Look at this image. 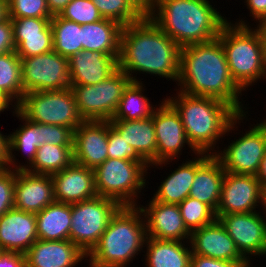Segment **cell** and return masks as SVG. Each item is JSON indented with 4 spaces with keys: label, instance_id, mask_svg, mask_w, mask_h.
<instances>
[{
    "label": "cell",
    "instance_id": "cell-1",
    "mask_svg": "<svg viewBox=\"0 0 266 267\" xmlns=\"http://www.w3.org/2000/svg\"><path fill=\"white\" fill-rule=\"evenodd\" d=\"M180 61L181 47L150 18L123 26L118 68L131 81L143 82L136 76L146 73L178 82Z\"/></svg>",
    "mask_w": 266,
    "mask_h": 267
},
{
    "label": "cell",
    "instance_id": "cell-2",
    "mask_svg": "<svg viewBox=\"0 0 266 267\" xmlns=\"http://www.w3.org/2000/svg\"><path fill=\"white\" fill-rule=\"evenodd\" d=\"M176 84L178 89L174 90L219 99L238 114L248 112L239 101L243 90L231 76L225 50L218 38L181 48L180 75Z\"/></svg>",
    "mask_w": 266,
    "mask_h": 267
},
{
    "label": "cell",
    "instance_id": "cell-3",
    "mask_svg": "<svg viewBox=\"0 0 266 267\" xmlns=\"http://www.w3.org/2000/svg\"><path fill=\"white\" fill-rule=\"evenodd\" d=\"M176 91L175 96L165 99L180 115L187 139L198 153L215 154L219 150L220 138L238 129L237 124L248 117V112L238 114L219 99Z\"/></svg>",
    "mask_w": 266,
    "mask_h": 267
},
{
    "label": "cell",
    "instance_id": "cell-4",
    "mask_svg": "<svg viewBox=\"0 0 266 267\" xmlns=\"http://www.w3.org/2000/svg\"><path fill=\"white\" fill-rule=\"evenodd\" d=\"M209 0H156L150 19L181 48L214 40L230 20Z\"/></svg>",
    "mask_w": 266,
    "mask_h": 267
},
{
    "label": "cell",
    "instance_id": "cell-5",
    "mask_svg": "<svg viewBox=\"0 0 266 267\" xmlns=\"http://www.w3.org/2000/svg\"><path fill=\"white\" fill-rule=\"evenodd\" d=\"M146 238L143 212L138 206H122L111 218L97 245L87 255L88 266H129L136 255L141 251L145 253Z\"/></svg>",
    "mask_w": 266,
    "mask_h": 267
},
{
    "label": "cell",
    "instance_id": "cell-6",
    "mask_svg": "<svg viewBox=\"0 0 266 267\" xmlns=\"http://www.w3.org/2000/svg\"><path fill=\"white\" fill-rule=\"evenodd\" d=\"M234 22L228 21L217 38L225 50L231 76L244 92L257 81L266 80L263 42L259 32L251 28L249 22L244 19Z\"/></svg>",
    "mask_w": 266,
    "mask_h": 267
},
{
    "label": "cell",
    "instance_id": "cell-7",
    "mask_svg": "<svg viewBox=\"0 0 266 267\" xmlns=\"http://www.w3.org/2000/svg\"><path fill=\"white\" fill-rule=\"evenodd\" d=\"M147 171L140 162L108 158L94 169L97 195L113 199L121 206H138L136 199L149 183Z\"/></svg>",
    "mask_w": 266,
    "mask_h": 267
},
{
    "label": "cell",
    "instance_id": "cell-8",
    "mask_svg": "<svg viewBox=\"0 0 266 267\" xmlns=\"http://www.w3.org/2000/svg\"><path fill=\"white\" fill-rule=\"evenodd\" d=\"M16 110L30 122L60 125L73 131L84 122L71 87L27 92L16 105Z\"/></svg>",
    "mask_w": 266,
    "mask_h": 267
},
{
    "label": "cell",
    "instance_id": "cell-9",
    "mask_svg": "<svg viewBox=\"0 0 266 267\" xmlns=\"http://www.w3.org/2000/svg\"><path fill=\"white\" fill-rule=\"evenodd\" d=\"M121 207L115 200L98 195L71 204L69 240L88 255L99 242L111 218Z\"/></svg>",
    "mask_w": 266,
    "mask_h": 267
},
{
    "label": "cell",
    "instance_id": "cell-10",
    "mask_svg": "<svg viewBox=\"0 0 266 267\" xmlns=\"http://www.w3.org/2000/svg\"><path fill=\"white\" fill-rule=\"evenodd\" d=\"M130 77L117 68L96 85L70 86L84 121H110L114 116Z\"/></svg>",
    "mask_w": 266,
    "mask_h": 267
},
{
    "label": "cell",
    "instance_id": "cell-11",
    "mask_svg": "<svg viewBox=\"0 0 266 267\" xmlns=\"http://www.w3.org/2000/svg\"><path fill=\"white\" fill-rule=\"evenodd\" d=\"M253 125L238 139L231 140L228 147L214 154L226 172L253 176L258 173L266 152V123L260 121Z\"/></svg>",
    "mask_w": 266,
    "mask_h": 267
},
{
    "label": "cell",
    "instance_id": "cell-12",
    "mask_svg": "<svg viewBox=\"0 0 266 267\" xmlns=\"http://www.w3.org/2000/svg\"><path fill=\"white\" fill-rule=\"evenodd\" d=\"M23 92L61 90L71 86L68 58L54 50L21 58Z\"/></svg>",
    "mask_w": 266,
    "mask_h": 267
},
{
    "label": "cell",
    "instance_id": "cell-13",
    "mask_svg": "<svg viewBox=\"0 0 266 267\" xmlns=\"http://www.w3.org/2000/svg\"><path fill=\"white\" fill-rule=\"evenodd\" d=\"M160 102L153 112V123L157 141V163L150 164L148 170L153 166H155L153 168L163 169V166L166 167L175 158L178 159L182 155V149L186 147L185 145L191 149L190 151L193 154L196 155L198 153L187 139L178 112L165 98Z\"/></svg>",
    "mask_w": 266,
    "mask_h": 267
},
{
    "label": "cell",
    "instance_id": "cell-14",
    "mask_svg": "<svg viewBox=\"0 0 266 267\" xmlns=\"http://www.w3.org/2000/svg\"><path fill=\"white\" fill-rule=\"evenodd\" d=\"M259 211L215 214L233 239L240 253L251 263V257L266 256V214ZM258 255V256H257Z\"/></svg>",
    "mask_w": 266,
    "mask_h": 267
},
{
    "label": "cell",
    "instance_id": "cell-15",
    "mask_svg": "<svg viewBox=\"0 0 266 267\" xmlns=\"http://www.w3.org/2000/svg\"><path fill=\"white\" fill-rule=\"evenodd\" d=\"M262 195L256 176L225 172L215 214L256 212V208H262Z\"/></svg>",
    "mask_w": 266,
    "mask_h": 267
},
{
    "label": "cell",
    "instance_id": "cell-16",
    "mask_svg": "<svg viewBox=\"0 0 266 267\" xmlns=\"http://www.w3.org/2000/svg\"><path fill=\"white\" fill-rule=\"evenodd\" d=\"M109 121H84L74 130V162L95 169L108 159Z\"/></svg>",
    "mask_w": 266,
    "mask_h": 267
},
{
    "label": "cell",
    "instance_id": "cell-17",
    "mask_svg": "<svg viewBox=\"0 0 266 267\" xmlns=\"http://www.w3.org/2000/svg\"><path fill=\"white\" fill-rule=\"evenodd\" d=\"M138 208L143 212L147 237L159 240H190L191 232L184 224L178 204H165L151 199L146 206L140 204Z\"/></svg>",
    "mask_w": 266,
    "mask_h": 267
},
{
    "label": "cell",
    "instance_id": "cell-18",
    "mask_svg": "<svg viewBox=\"0 0 266 267\" xmlns=\"http://www.w3.org/2000/svg\"><path fill=\"white\" fill-rule=\"evenodd\" d=\"M189 243L192 254L231 262H249L217 218L212 223L192 231Z\"/></svg>",
    "mask_w": 266,
    "mask_h": 267
},
{
    "label": "cell",
    "instance_id": "cell-19",
    "mask_svg": "<svg viewBox=\"0 0 266 267\" xmlns=\"http://www.w3.org/2000/svg\"><path fill=\"white\" fill-rule=\"evenodd\" d=\"M51 178L57 202L74 204L97 196L94 170L76 162L52 174Z\"/></svg>",
    "mask_w": 266,
    "mask_h": 267
},
{
    "label": "cell",
    "instance_id": "cell-20",
    "mask_svg": "<svg viewBox=\"0 0 266 267\" xmlns=\"http://www.w3.org/2000/svg\"><path fill=\"white\" fill-rule=\"evenodd\" d=\"M54 201L51 175L15 171L14 208L38 213Z\"/></svg>",
    "mask_w": 266,
    "mask_h": 267
},
{
    "label": "cell",
    "instance_id": "cell-21",
    "mask_svg": "<svg viewBox=\"0 0 266 267\" xmlns=\"http://www.w3.org/2000/svg\"><path fill=\"white\" fill-rule=\"evenodd\" d=\"M38 240L36 213L12 208L0 217V246L25 254Z\"/></svg>",
    "mask_w": 266,
    "mask_h": 267
},
{
    "label": "cell",
    "instance_id": "cell-22",
    "mask_svg": "<svg viewBox=\"0 0 266 267\" xmlns=\"http://www.w3.org/2000/svg\"><path fill=\"white\" fill-rule=\"evenodd\" d=\"M82 260L87 255L70 240L38 239L25 253L26 267H76Z\"/></svg>",
    "mask_w": 266,
    "mask_h": 267
},
{
    "label": "cell",
    "instance_id": "cell-23",
    "mask_svg": "<svg viewBox=\"0 0 266 267\" xmlns=\"http://www.w3.org/2000/svg\"><path fill=\"white\" fill-rule=\"evenodd\" d=\"M119 56L81 51L68 58L71 86L96 85L118 68Z\"/></svg>",
    "mask_w": 266,
    "mask_h": 267
},
{
    "label": "cell",
    "instance_id": "cell-24",
    "mask_svg": "<svg viewBox=\"0 0 266 267\" xmlns=\"http://www.w3.org/2000/svg\"><path fill=\"white\" fill-rule=\"evenodd\" d=\"M197 153L192 160H185L162 180L152 199L165 204H180L189 196L197 168L210 156ZM185 162V163H184Z\"/></svg>",
    "mask_w": 266,
    "mask_h": 267
},
{
    "label": "cell",
    "instance_id": "cell-25",
    "mask_svg": "<svg viewBox=\"0 0 266 267\" xmlns=\"http://www.w3.org/2000/svg\"><path fill=\"white\" fill-rule=\"evenodd\" d=\"M111 126L150 165L157 163V141L153 115L141 120H110Z\"/></svg>",
    "mask_w": 266,
    "mask_h": 267
},
{
    "label": "cell",
    "instance_id": "cell-26",
    "mask_svg": "<svg viewBox=\"0 0 266 267\" xmlns=\"http://www.w3.org/2000/svg\"><path fill=\"white\" fill-rule=\"evenodd\" d=\"M225 172L219 159L211 154L197 168L189 197L205 203L216 213Z\"/></svg>",
    "mask_w": 266,
    "mask_h": 267
},
{
    "label": "cell",
    "instance_id": "cell-27",
    "mask_svg": "<svg viewBox=\"0 0 266 267\" xmlns=\"http://www.w3.org/2000/svg\"><path fill=\"white\" fill-rule=\"evenodd\" d=\"M23 125H20L12 134H8V158L6 168L14 171L27 170L33 163L38 147L40 146L39 123H33L24 118L16 109L12 111ZM25 121V122H24ZM14 151H22L27 164L18 163ZM14 152V153H13ZM24 164V165H23ZM12 166V167H11Z\"/></svg>",
    "mask_w": 266,
    "mask_h": 267
},
{
    "label": "cell",
    "instance_id": "cell-28",
    "mask_svg": "<svg viewBox=\"0 0 266 267\" xmlns=\"http://www.w3.org/2000/svg\"><path fill=\"white\" fill-rule=\"evenodd\" d=\"M189 245V241L147 237L144 245L146 254H143L145 267H190L192 251Z\"/></svg>",
    "mask_w": 266,
    "mask_h": 267
},
{
    "label": "cell",
    "instance_id": "cell-29",
    "mask_svg": "<svg viewBox=\"0 0 266 267\" xmlns=\"http://www.w3.org/2000/svg\"><path fill=\"white\" fill-rule=\"evenodd\" d=\"M122 29L121 24L106 18L82 25L83 51L119 56Z\"/></svg>",
    "mask_w": 266,
    "mask_h": 267
},
{
    "label": "cell",
    "instance_id": "cell-30",
    "mask_svg": "<svg viewBox=\"0 0 266 267\" xmlns=\"http://www.w3.org/2000/svg\"><path fill=\"white\" fill-rule=\"evenodd\" d=\"M39 240H69L71 228V204L54 201L36 213Z\"/></svg>",
    "mask_w": 266,
    "mask_h": 267
},
{
    "label": "cell",
    "instance_id": "cell-31",
    "mask_svg": "<svg viewBox=\"0 0 266 267\" xmlns=\"http://www.w3.org/2000/svg\"><path fill=\"white\" fill-rule=\"evenodd\" d=\"M143 82L131 81L123 91L119 106L111 120H141L153 115L157 105L143 95ZM144 86V87H143ZM155 106V107H154Z\"/></svg>",
    "mask_w": 266,
    "mask_h": 267
},
{
    "label": "cell",
    "instance_id": "cell-32",
    "mask_svg": "<svg viewBox=\"0 0 266 267\" xmlns=\"http://www.w3.org/2000/svg\"><path fill=\"white\" fill-rule=\"evenodd\" d=\"M73 162V146L42 144L38 147L32 165L26 171L32 174L52 175Z\"/></svg>",
    "mask_w": 266,
    "mask_h": 267
},
{
    "label": "cell",
    "instance_id": "cell-33",
    "mask_svg": "<svg viewBox=\"0 0 266 267\" xmlns=\"http://www.w3.org/2000/svg\"><path fill=\"white\" fill-rule=\"evenodd\" d=\"M50 25L53 32V50L56 53L69 58L83 51L81 24L54 15Z\"/></svg>",
    "mask_w": 266,
    "mask_h": 267
},
{
    "label": "cell",
    "instance_id": "cell-34",
    "mask_svg": "<svg viewBox=\"0 0 266 267\" xmlns=\"http://www.w3.org/2000/svg\"><path fill=\"white\" fill-rule=\"evenodd\" d=\"M0 91L15 106L24 96L21 58L16 51L0 55Z\"/></svg>",
    "mask_w": 266,
    "mask_h": 267
},
{
    "label": "cell",
    "instance_id": "cell-35",
    "mask_svg": "<svg viewBox=\"0 0 266 267\" xmlns=\"http://www.w3.org/2000/svg\"><path fill=\"white\" fill-rule=\"evenodd\" d=\"M178 206L184 224L190 232L208 225L216 219L215 212L208 205L192 197L188 196Z\"/></svg>",
    "mask_w": 266,
    "mask_h": 267
},
{
    "label": "cell",
    "instance_id": "cell-36",
    "mask_svg": "<svg viewBox=\"0 0 266 267\" xmlns=\"http://www.w3.org/2000/svg\"><path fill=\"white\" fill-rule=\"evenodd\" d=\"M15 51L20 58H28L53 51V32L49 25L40 35L13 36Z\"/></svg>",
    "mask_w": 266,
    "mask_h": 267
},
{
    "label": "cell",
    "instance_id": "cell-37",
    "mask_svg": "<svg viewBox=\"0 0 266 267\" xmlns=\"http://www.w3.org/2000/svg\"><path fill=\"white\" fill-rule=\"evenodd\" d=\"M103 18L111 19L122 26L138 22L142 17L127 0H91Z\"/></svg>",
    "mask_w": 266,
    "mask_h": 267
},
{
    "label": "cell",
    "instance_id": "cell-38",
    "mask_svg": "<svg viewBox=\"0 0 266 267\" xmlns=\"http://www.w3.org/2000/svg\"><path fill=\"white\" fill-rule=\"evenodd\" d=\"M59 16L81 25L103 19L91 0H71Z\"/></svg>",
    "mask_w": 266,
    "mask_h": 267
},
{
    "label": "cell",
    "instance_id": "cell-39",
    "mask_svg": "<svg viewBox=\"0 0 266 267\" xmlns=\"http://www.w3.org/2000/svg\"><path fill=\"white\" fill-rule=\"evenodd\" d=\"M9 18H52L47 0H7Z\"/></svg>",
    "mask_w": 266,
    "mask_h": 267
},
{
    "label": "cell",
    "instance_id": "cell-40",
    "mask_svg": "<svg viewBox=\"0 0 266 267\" xmlns=\"http://www.w3.org/2000/svg\"><path fill=\"white\" fill-rule=\"evenodd\" d=\"M108 158L124 159L140 162L147 170L149 164L136 152V150L123 139L111 126L109 121L108 132Z\"/></svg>",
    "mask_w": 266,
    "mask_h": 267
},
{
    "label": "cell",
    "instance_id": "cell-41",
    "mask_svg": "<svg viewBox=\"0 0 266 267\" xmlns=\"http://www.w3.org/2000/svg\"><path fill=\"white\" fill-rule=\"evenodd\" d=\"M39 136L40 145L73 146L74 131L68 127L39 123Z\"/></svg>",
    "mask_w": 266,
    "mask_h": 267
},
{
    "label": "cell",
    "instance_id": "cell-42",
    "mask_svg": "<svg viewBox=\"0 0 266 267\" xmlns=\"http://www.w3.org/2000/svg\"><path fill=\"white\" fill-rule=\"evenodd\" d=\"M15 171L0 169V217L14 208Z\"/></svg>",
    "mask_w": 266,
    "mask_h": 267
},
{
    "label": "cell",
    "instance_id": "cell-43",
    "mask_svg": "<svg viewBox=\"0 0 266 267\" xmlns=\"http://www.w3.org/2000/svg\"><path fill=\"white\" fill-rule=\"evenodd\" d=\"M52 18H11L13 26V36L40 35L51 22Z\"/></svg>",
    "mask_w": 266,
    "mask_h": 267
},
{
    "label": "cell",
    "instance_id": "cell-44",
    "mask_svg": "<svg viewBox=\"0 0 266 267\" xmlns=\"http://www.w3.org/2000/svg\"><path fill=\"white\" fill-rule=\"evenodd\" d=\"M250 262H231L192 254L190 267H251Z\"/></svg>",
    "mask_w": 266,
    "mask_h": 267
},
{
    "label": "cell",
    "instance_id": "cell-45",
    "mask_svg": "<svg viewBox=\"0 0 266 267\" xmlns=\"http://www.w3.org/2000/svg\"><path fill=\"white\" fill-rule=\"evenodd\" d=\"M15 51L11 18L0 22V55Z\"/></svg>",
    "mask_w": 266,
    "mask_h": 267
},
{
    "label": "cell",
    "instance_id": "cell-46",
    "mask_svg": "<svg viewBox=\"0 0 266 267\" xmlns=\"http://www.w3.org/2000/svg\"><path fill=\"white\" fill-rule=\"evenodd\" d=\"M0 267H26L25 254L3 250L0 253Z\"/></svg>",
    "mask_w": 266,
    "mask_h": 267
},
{
    "label": "cell",
    "instance_id": "cell-47",
    "mask_svg": "<svg viewBox=\"0 0 266 267\" xmlns=\"http://www.w3.org/2000/svg\"><path fill=\"white\" fill-rule=\"evenodd\" d=\"M127 2L142 18H150L156 5V0H127Z\"/></svg>",
    "mask_w": 266,
    "mask_h": 267
},
{
    "label": "cell",
    "instance_id": "cell-48",
    "mask_svg": "<svg viewBox=\"0 0 266 267\" xmlns=\"http://www.w3.org/2000/svg\"><path fill=\"white\" fill-rule=\"evenodd\" d=\"M247 7L249 9V13L255 23H258L260 20L266 18V0H244Z\"/></svg>",
    "mask_w": 266,
    "mask_h": 267
},
{
    "label": "cell",
    "instance_id": "cell-49",
    "mask_svg": "<svg viewBox=\"0 0 266 267\" xmlns=\"http://www.w3.org/2000/svg\"><path fill=\"white\" fill-rule=\"evenodd\" d=\"M8 158V136L0 131V169L6 167Z\"/></svg>",
    "mask_w": 266,
    "mask_h": 267
},
{
    "label": "cell",
    "instance_id": "cell-50",
    "mask_svg": "<svg viewBox=\"0 0 266 267\" xmlns=\"http://www.w3.org/2000/svg\"><path fill=\"white\" fill-rule=\"evenodd\" d=\"M71 0H47L49 12L54 15H59Z\"/></svg>",
    "mask_w": 266,
    "mask_h": 267
},
{
    "label": "cell",
    "instance_id": "cell-51",
    "mask_svg": "<svg viewBox=\"0 0 266 267\" xmlns=\"http://www.w3.org/2000/svg\"><path fill=\"white\" fill-rule=\"evenodd\" d=\"M256 178L260 181L262 189L266 187V152L261 161L259 171L256 174Z\"/></svg>",
    "mask_w": 266,
    "mask_h": 267
},
{
    "label": "cell",
    "instance_id": "cell-52",
    "mask_svg": "<svg viewBox=\"0 0 266 267\" xmlns=\"http://www.w3.org/2000/svg\"><path fill=\"white\" fill-rule=\"evenodd\" d=\"M10 107H11V110L16 109V106L0 91V114L1 112H4L5 110L9 111L8 109H10Z\"/></svg>",
    "mask_w": 266,
    "mask_h": 267
},
{
    "label": "cell",
    "instance_id": "cell-53",
    "mask_svg": "<svg viewBox=\"0 0 266 267\" xmlns=\"http://www.w3.org/2000/svg\"><path fill=\"white\" fill-rule=\"evenodd\" d=\"M254 28L259 32L263 44H266V18L260 20Z\"/></svg>",
    "mask_w": 266,
    "mask_h": 267
},
{
    "label": "cell",
    "instance_id": "cell-54",
    "mask_svg": "<svg viewBox=\"0 0 266 267\" xmlns=\"http://www.w3.org/2000/svg\"><path fill=\"white\" fill-rule=\"evenodd\" d=\"M8 18L7 0H0V22Z\"/></svg>",
    "mask_w": 266,
    "mask_h": 267
},
{
    "label": "cell",
    "instance_id": "cell-55",
    "mask_svg": "<svg viewBox=\"0 0 266 267\" xmlns=\"http://www.w3.org/2000/svg\"><path fill=\"white\" fill-rule=\"evenodd\" d=\"M262 212H263V214L262 215H264L265 213H266V187H264L263 188V195H262Z\"/></svg>",
    "mask_w": 266,
    "mask_h": 267
},
{
    "label": "cell",
    "instance_id": "cell-56",
    "mask_svg": "<svg viewBox=\"0 0 266 267\" xmlns=\"http://www.w3.org/2000/svg\"><path fill=\"white\" fill-rule=\"evenodd\" d=\"M263 65L266 72V44H263Z\"/></svg>",
    "mask_w": 266,
    "mask_h": 267
}]
</instances>
